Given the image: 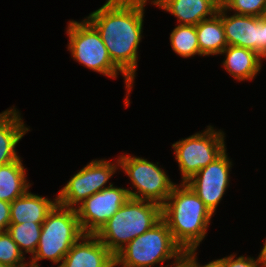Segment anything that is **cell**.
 <instances>
[{"instance_id":"obj_22","label":"cell","mask_w":266,"mask_h":267,"mask_svg":"<svg viewBox=\"0 0 266 267\" xmlns=\"http://www.w3.org/2000/svg\"><path fill=\"white\" fill-rule=\"evenodd\" d=\"M0 263L9 267H24L29 264L7 231L0 233Z\"/></svg>"},{"instance_id":"obj_9","label":"cell","mask_w":266,"mask_h":267,"mask_svg":"<svg viewBox=\"0 0 266 267\" xmlns=\"http://www.w3.org/2000/svg\"><path fill=\"white\" fill-rule=\"evenodd\" d=\"M119 169V159L114 162L111 159H93L72 175L69 181L62 187L57 194V204L67 207L76 208L87 198L108 186L109 179L114 177Z\"/></svg>"},{"instance_id":"obj_16","label":"cell","mask_w":266,"mask_h":267,"mask_svg":"<svg viewBox=\"0 0 266 267\" xmlns=\"http://www.w3.org/2000/svg\"><path fill=\"white\" fill-rule=\"evenodd\" d=\"M220 55L225 56L222 66L237 81H252L262 68V58L253 50L227 46Z\"/></svg>"},{"instance_id":"obj_6","label":"cell","mask_w":266,"mask_h":267,"mask_svg":"<svg viewBox=\"0 0 266 267\" xmlns=\"http://www.w3.org/2000/svg\"><path fill=\"white\" fill-rule=\"evenodd\" d=\"M183 252L174 241L167 223L161 219L114 256L115 267H162L164 262L178 260ZM160 263L162 266H158Z\"/></svg>"},{"instance_id":"obj_11","label":"cell","mask_w":266,"mask_h":267,"mask_svg":"<svg viewBox=\"0 0 266 267\" xmlns=\"http://www.w3.org/2000/svg\"><path fill=\"white\" fill-rule=\"evenodd\" d=\"M232 166V161L226 150L214 162L209 163L185 182L213 215L216 214L217 206L230 185Z\"/></svg>"},{"instance_id":"obj_25","label":"cell","mask_w":266,"mask_h":267,"mask_svg":"<svg viewBox=\"0 0 266 267\" xmlns=\"http://www.w3.org/2000/svg\"><path fill=\"white\" fill-rule=\"evenodd\" d=\"M197 254L196 251H184V267H221L216 259L204 265L199 264Z\"/></svg>"},{"instance_id":"obj_31","label":"cell","mask_w":266,"mask_h":267,"mask_svg":"<svg viewBox=\"0 0 266 267\" xmlns=\"http://www.w3.org/2000/svg\"><path fill=\"white\" fill-rule=\"evenodd\" d=\"M24 267H37V266H33V265H31V264H27L26 266H24ZM40 267V266H39Z\"/></svg>"},{"instance_id":"obj_30","label":"cell","mask_w":266,"mask_h":267,"mask_svg":"<svg viewBox=\"0 0 266 267\" xmlns=\"http://www.w3.org/2000/svg\"><path fill=\"white\" fill-rule=\"evenodd\" d=\"M131 1L133 0H106L105 4H123Z\"/></svg>"},{"instance_id":"obj_24","label":"cell","mask_w":266,"mask_h":267,"mask_svg":"<svg viewBox=\"0 0 266 267\" xmlns=\"http://www.w3.org/2000/svg\"><path fill=\"white\" fill-rule=\"evenodd\" d=\"M233 253L224 258L216 259L221 267H266L260 255L255 259L254 257L239 256Z\"/></svg>"},{"instance_id":"obj_1","label":"cell","mask_w":266,"mask_h":267,"mask_svg":"<svg viewBox=\"0 0 266 267\" xmlns=\"http://www.w3.org/2000/svg\"><path fill=\"white\" fill-rule=\"evenodd\" d=\"M148 0L103 4L85 17L100 33L112 62L135 83Z\"/></svg>"},{"instance_id":"obj_26","label":"cell","mask_w":266,"mask_h":267,"mask_svg":"<svg viewBox=\"0 0 266 267\" xmlns=\"http://www.w3.org/2000/svg\"><path fill=\"white\" fill-rule=\"evenodd\" d=\"M11 203L0 200V233L7 231L10 224Z\"/></svg>"},{"instance_id":"obj_20","label":"cell","mask_w":266,"mask_h":267,"mask_svg":"<svg viewBox=\"0 0 266 267\" xmlns=\"http://www.w3.org/2000/svg\"><path fill=\"white\" fill-rule=\"evenodd\" d=\"M170 47L178 56L191 58L200 56L196 26L178 24L170 34Z\"/></svg>"},{"instance_id":"obj_7","label":"cell","mask_w":266,"mask_h":267,"mask_svg":"<svg viewBox=\"0 0 266 267\" xmlns=\"http://www.w3.org/2000/svg\"><path fill=\"white\" fill-rule=\"evenodd\" d=\"M119 169L130 179L132 188H127L130 198L147 200L163 205L171 194L176 183L171 181L165 169L158 166L159 162L134 155L118 156Z\"/></svg>"},{"instance_id":"obj_8","label":"cell","mask_w":266,"mask_h":267,"mask_svg":"<svg viewBox=\"0 0 266 267\" xmlns=\"http://www.w3.org/2000/svg\"><path fill=\"white\" fill-rule=\"evenodd\" d=\"M181 173V182L188 181L199 170L214 162L227 149L225 133L213 126L187 138L176 141L171 146Z\"/></svg>"},{"instance_id":"obj_17","label":"cell","mask_w":266,"mask_h":267,"mask_svg":"<svg viewBox=\"0 0 266 267\" xmlns=\"http://www.w3.org/2000/svg\"><path fill=\"white\" fill-rule=\"evenodd\" d=\"M56 204L57 196L51 200L28 190L11 202L10 224L43 223Z\"/></svg>"},{"instance_id":"obj_4","label":"cell","mask_w":266,"mask_h":267,"mask_svg":"<svg viewBox=\"0 0 266 267\" xmlns=\"http://www.w3.org/2000/svg\"><path fill=\"white\" fill-rule=\"evenodd\" d=\"M66 34L69 38L67 49L74 61L112 79L122 74L126 88L124 106L127 108L131 103L129 95L135 84L112 62L97 29L86 18L81 21L70 20Z\"/></svg>"},{"instance_id":"obj_21","label":"cell","mask_w":266,"mask_h":267,"mask_svg":"<svg viewBox=\"0 0 266 267\" xmlns=\"http://www.w3.org/2000/svg\"><path fill=\"white\" fill-rule=\"evenodd\" d=\"M43 223H21L9 224L7 233L12 240L19 246V249L25 256L31 254L32 257L37 249L41 236Z\"/></svg>"},{"instance_id":"obj_14","label":"cell","mask_w":266,"mask_h":267,"mask_svg":"<svg viewBox=\"0 0 266 267\" xmlns=\"http://www.w3.org/2000/svg\"><path fill=\"white\" fill-rule=\"evenodd\" d=\"M177 18V24L197 25L214 17L221 0H153V4Z\"/></svg>"},{"instance_id":"obj_10","label":"cell","mask_w":266,"mask_h":267,"mask_svg":"<svg viewBox=\"0 0 266 267\" xmlns=\"http://www.w3.org/2000/svg\"><path fill=\"white\" fill-rule=\"evenodd\" d=\"M130 198L127 188L112 185L96 192L75 210L84 234H96Z\"/></svg>"},{"instance_id":"obj_23","label":"cell","mask_w":266,"mask_h":267,"mask_svg":"<svg viewBox=\"0 0 266 267\" xmlns=\"http://www.w3.org/2000/svg\"><path fill=\"white\" fill-rule=\"evenodd\" d=\"M221 5L231 14L261 17L266 15V0H221Z\"/></svg>"},{"instance_id":"obj_12","label":"cell","mask_w":266,"mask_h":267,"mask_svg":"<svg viewBox=\"0 0 266 267\" xmlns=\"http://www.w3.org/2000/svg\"><path fill=\"white\" fill-rule=\"evenodd\" d=\"M227 13L222 6V23L228 46L253 50L263 58V16Z\"/></svg>"},{"instance_id":"obj_27","label":"cell","mask_w":266,"mask_h":267,"mask_svg":"<svg viewBox=\"0 0 266 267\" xmlns=\"http://www.w3.org/2000/svg\"><path fill=\"white\" fill-rule=\"evenodd\" d=\"M171 263L172 264L168 263L162 267H184V252L178 260H173Z\"/></svg>"},{"instance_id":"obj_2","label":"cell","mask_w":266,"mask_h":267,"mask_svg":"<svg viewBox=\"0 0 266 267\" xmlns=\"http://www.w3.org/2000/svg\"><path fill=\"white\" fill-rule=\"evenodd\" d=\"M214 216L185 182L176 184L162 205V219L184 251H197Z\"/></svg>"},{"instance_id":"obj_18","label":"cell","mask_w":266,"mask_h":267,"mask_svg":"<svg viewBox=\"0 0 266 267\" xmlns=\"http://www.w3.org/2000/svg\"><path fill=\"white\" fill-rule=\"evenodd\" d=\"M200 56H217L228 46L222 23V5L218 13L196 25Z\"/></svg>"},{"instance_id":"obj_32","label":"cell","mask_w":266,"mask_h":267,"mask_svg":"<svg viewBox=\"0 0 266 267\" xmlns=\"http://www.w3.org/2000/svg\"><path fill=\"white\" fill-rule=\"evenodd\" d=\"M0 267H9V266H6V265L0 263Z\"/></svg>"},{"instance_id":"obj_5","label":"cell","mask_w":266,"mask_h":267,"mask_svg":"<svg viewBox=\"0 0 266 267\" xmlns=\"http://www.w3.org/2000/svg\"><path fill=\"white\" fill-rule=\"evenodd\" d=\"M84 235L74 208L56 204L42 224L41 236L29 264L39 267L48 259L59 267L70 248Z\"/></svg>"},{"instance_id":"obj_33","label":"cell","mask_w":266,"mask_h":267,"mask_svg":"<svg viewBox=\"0 0 266 267\" xmlns=\"http://www.w3.org/2000/svg\"><path fill=\"white\" fill-rule=\"evenodd\" d=\"M149 3H151V5L153 4V0H148Z\"/></svg>"},{"instance_id":"obj_15","label":"cell","mask_w":266,"mask_h":267,"mask_svg":"<svg viewBox=\"0 0 266 267\" xmlns=\"http://www.w3.org/2000/svg\"><path fill=\"white\" fill-rule=\"evenodd\" d=\"M30 127L25 125L21 113L14 106L0 113V166L19 160L15 149Z\"/></svg>"},{"instance_id":"obj_29","label":"cell","mask_w":266,"mask_h":267,"mask_svg":"<svg viewBox=\"0 0 266 267\" xmlns=\"http://www.w3.org/2000/svg\"><path fill=\"white\" fill-rule=\"evenodd\" d=\"M260 257L262 258L265 266H266V238L263 244V247L261 249V252L259 253Z\"/></svg>"},{"instance_id":"obj_3","label":"cell","mask_w":266,"mask_h":267,"mask_svg":"<svg viewBox=\"0 0 266 267\" xmlns=\"http://www.w3.org/2000/svg\"><path fill=\"white\" fill-rule=\"evenodd\" d=\"M161 219L162 206L158 203L129 198L95 235L115 256Z\"/></svg>"},{"instance_id":"obj_13","label":"cell","mask_w":266,"mask_h":267,"mask_svg":"<svg viewBox=\"0 0 266 267\" xmlns=\"http://www.w3.org/2000/svg\"><path fill=\"white\" fill-rule=\"evenodd\" d=\"M59 267H115V257L95 234H84Z\"/></svg>"},{"instance_id":"obj_19","label":"cell","mask_w":266,"mask_h":267,"mask_svg":"<svg viewBox=\"0 0 266 267\" xmlns=\"http://www.w3.org/2000/svg\"><path fill=\"white\" fill-rule=\"evenodd\" d=\"M22 162L20 158L0 166V200L11 203L30 189L32 183L27 179Z\"/></svg>"},{"instance_id":"obj_28","label":"cell","mask_w":266,"mask_h":267,"mask_svg":"<svg viewBox=\"0 0 266 267\" xmlns=\"http://www.w3.org/2000/svg\"><path fill=\"white\" fill-rule=\"evenodd\" d=\"M263 58L266 60V15H263Z\"/></svg>"}]
</instances>
